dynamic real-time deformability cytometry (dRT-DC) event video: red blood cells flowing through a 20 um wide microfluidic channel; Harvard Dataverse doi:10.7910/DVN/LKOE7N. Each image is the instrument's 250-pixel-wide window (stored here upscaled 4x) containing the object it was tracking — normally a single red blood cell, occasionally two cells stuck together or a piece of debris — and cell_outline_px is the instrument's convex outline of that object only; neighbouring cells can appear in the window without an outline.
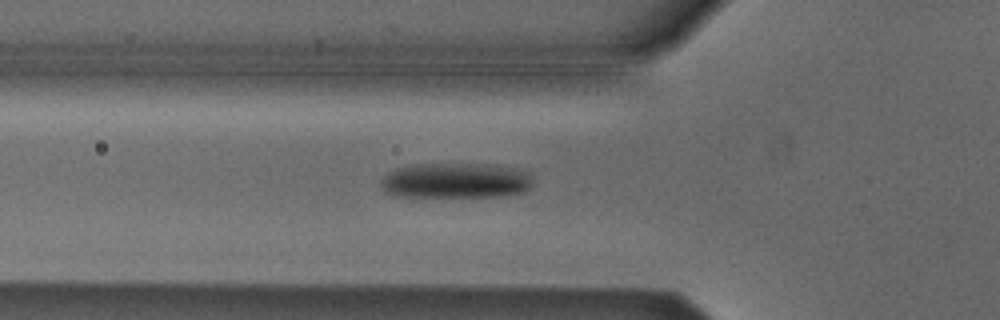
{"species": "Egyptian fruit bat (a non-hibernating species)", "species_latin": "Rousettus aegyptiacus", "temperature_condition": "cold", "stored_images_in_passage": 38, "camera_frame_rate_fps": 3000, "um_per_image_px": 0.085, "animal": {"sex": "male"}, "frame": {"image": 1, "passage_image": 3, "time_ms": 0.667, "image_size_px": [1000, 320], "cell_outline_px": [[532, 184], [524, 192], [500, 196], [392, 196], [384, 192], [380, 184], [380, 180], [388, 172], [396, 168], [416, 164], [484, 164], [512, 168], [528, 172], [532, 180]], "centroid_in_image_um": [38.68, 15.35], "position_along_channel_um": 87.1, "area_um2": 31.21}}
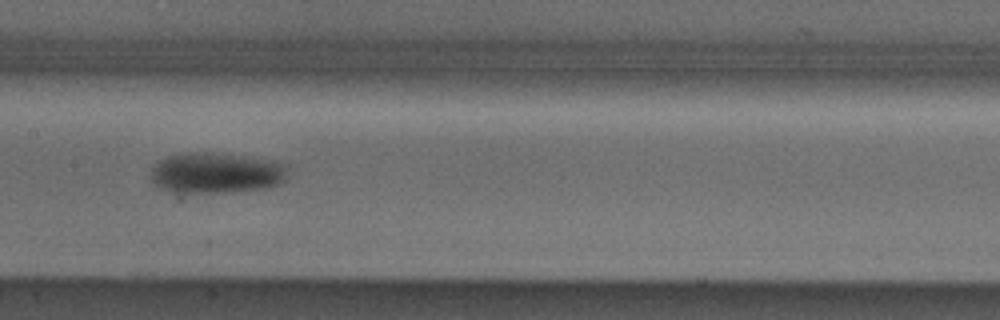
{"frame": {"image": 2, "passage_image": 11, "time_ms": 3.333, "image_size_px": [1000, 320], "cell_outline_px": [[288, 164], [284, 180], [280, 184], [264, 188], [232, 192], [172, 192], [160, 188], [152, 184], [152, 168], [160, 160], [168, 156], [204, 152]], "centroid_in_image_um": [18.33, 14.74], "position_along_channel_um": 189.1, "area_um2": 31.56}}
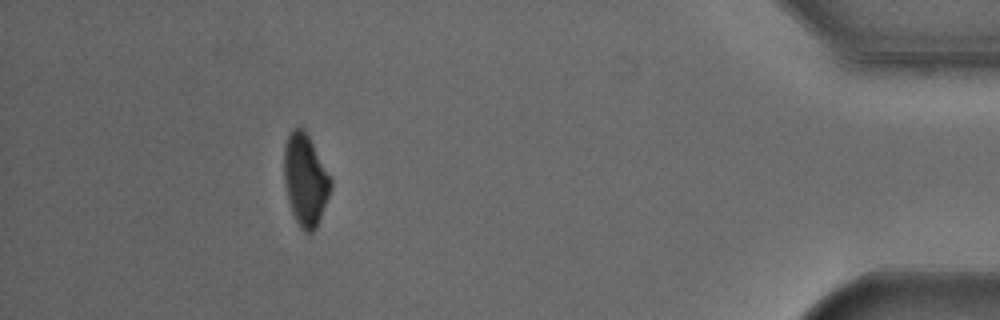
{"frame": {"image": 3, "passage_image": 33, "time_ms": 10.667, "image_size_px": [1000, 320], "cell_outline_px": [[332, 188], [316, 228], [312, 232], [304, 232], [300, 228], [292, 212], [288, 200], [284, 184], [284, 144], [292, 128], [304, 128], [332, 180]], "centroid_in_image_um": [25.94, 15.29], "position_along_channel_um": 409.3, "area_um2": 24.85}, "authors_computed_cell_mechanics": {"area_um2": 29.7959, "velocity_mm_per_s": 3.8138, "shape_relaxation_time_tau1_ms": 3.0013, "shape_relaxation_time_tau2_ms": null, "deformation_change_tau1": 0.1219, "deformation_change_tau2": null}}